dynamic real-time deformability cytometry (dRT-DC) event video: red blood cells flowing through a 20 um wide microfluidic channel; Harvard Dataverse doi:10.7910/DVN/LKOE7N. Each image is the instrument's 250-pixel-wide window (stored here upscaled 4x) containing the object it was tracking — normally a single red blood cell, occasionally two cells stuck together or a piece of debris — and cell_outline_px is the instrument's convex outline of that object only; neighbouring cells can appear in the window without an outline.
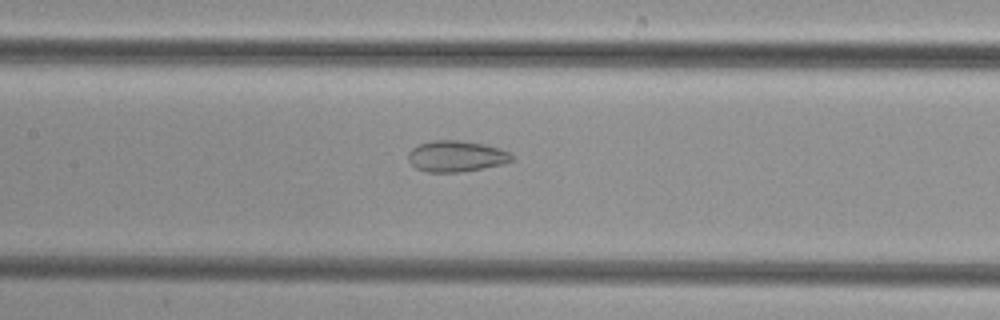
{"species": "common noctule bat (a hibernating species)", "species_latin": "Nyctalus noctula", "temperature_condition": "cold", "stored_images_in_passage": 34, "camera_frame_rate_fps": 3000, "um_per_image_px": 0.085, "animal": {"sex": "female", "body_mass_g": 29.2, "forearm_length_mm": 56.3}, "frame": {"image": 1, "passage_image": 8, "time_ms": 2.333, "image_size_px": [1000, 320], "cell_outline_px": [[512, 160], [504, 164], [460, 172], [428, 172], [416, 168], [408, 160], [408, 152], [412, 148], [420, 144], [432, 140], [460, 140], [484, 144], [500, 148], [508, 152], [512, 156]], "centroid_in_image_um": [38.76, 13.27], "position_along_channel_um": 168.6, "area_um2": 18.73}}
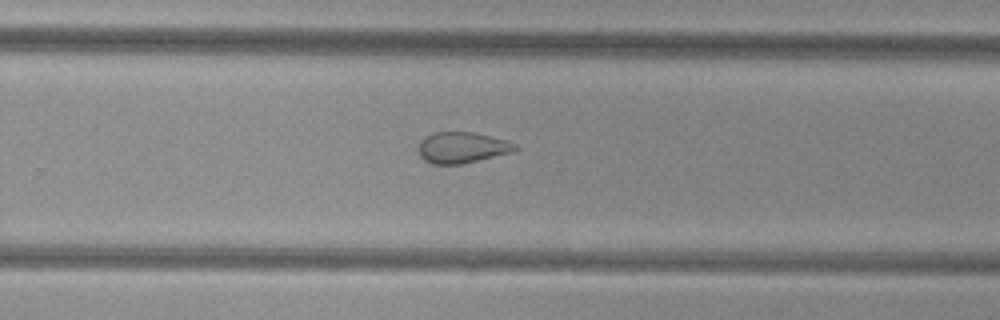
{"frame": {"image": 2, "passage_image": 17, "time_ms": 5.333, "image_size_px": [1000, 320], "cell_outline_px": [[520, 148], [512, 152], [460, 164], [432, 164], [424, 160], [420, 156], [416, 148], [420, 140], [424, 136], [432, 132], [472, 132], [504, 140], [516, 144]], "centroid_in_image_um": [39.2, 12.54], "position_along_channel_um": 290.6, "area_um2": 17.51}}
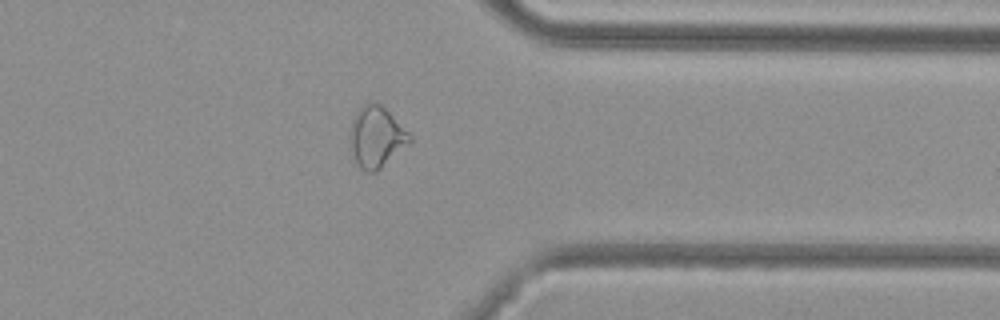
{"frame": {"image": 3, "passage_image": 24, "time_ms": 7.667, "image_size_px": [1000, 320], "cell_outline_px": [[412, 140], [376, 172], [364, 172], [360, 168], [352, 152], [348, 136], [348, 132], [352, 120], [360, 108], [368, 100], [380, 104], [412, 136]], "centroid_in_image_um": [31.95, 11.64], "position_along_channel_um": 379.5, "area_um2": 20.98}}